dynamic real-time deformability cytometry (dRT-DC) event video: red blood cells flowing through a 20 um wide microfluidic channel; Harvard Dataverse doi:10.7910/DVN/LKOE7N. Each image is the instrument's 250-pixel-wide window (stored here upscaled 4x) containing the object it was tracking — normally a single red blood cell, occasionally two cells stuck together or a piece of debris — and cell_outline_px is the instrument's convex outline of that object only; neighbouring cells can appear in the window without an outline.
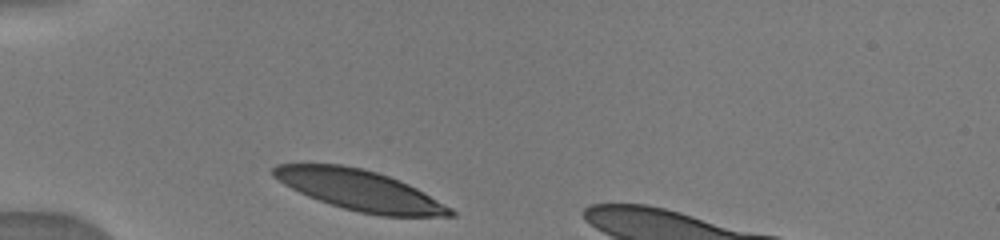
{"species": "human", "species_latin": "Homo sapiens", "temperature_condition": "warm", "stored_images_in_passage": 3, "camera_frame_rate_fps": 3000, "um_per_image_px": 0.085, "donor": {"sex": "male"}, "frame": {"image": 1, "passage_image": 1, "time_ms": 0.0, "image_size_px": [1000, 240], "cell_outline_px": [[456, 216], [380, 216], [360, 212], [344, 208], [308, 196], [284, 184], [272, 176], [272, 168], [276, 164], [340, 164], [364, 168], [400, 180], [416, 188], [452, 208], [456, 212]], "centroid_in_image_um": [30.59, 16.16], "position_along_channel_um": 54.4, "area_um2": 41.38}}
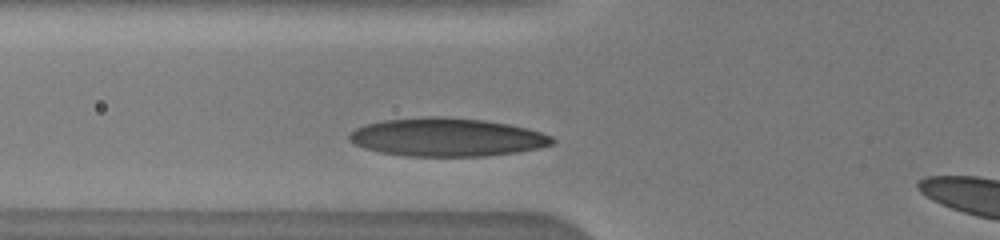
{"frame": {"image": 2, "passage_image": 3, "time_ms": 1.333, "image_size_px": [1000, 240], "cell_outline_px": [[556, 140], [552, 144], [540, 148], [516, 152], [488, 156], [404, 156], [380, 152], [364, 148], [348, 140], [348, 132], [364, 124], [384, 120], [424, 116], [444, 116], [484, 120], [508, 124], [528, 128], [552, 136]], "centroid_in_image_um": [37.96, 11.66], "position_along_channel_um": 87.8, "area_um2": 45.66}}